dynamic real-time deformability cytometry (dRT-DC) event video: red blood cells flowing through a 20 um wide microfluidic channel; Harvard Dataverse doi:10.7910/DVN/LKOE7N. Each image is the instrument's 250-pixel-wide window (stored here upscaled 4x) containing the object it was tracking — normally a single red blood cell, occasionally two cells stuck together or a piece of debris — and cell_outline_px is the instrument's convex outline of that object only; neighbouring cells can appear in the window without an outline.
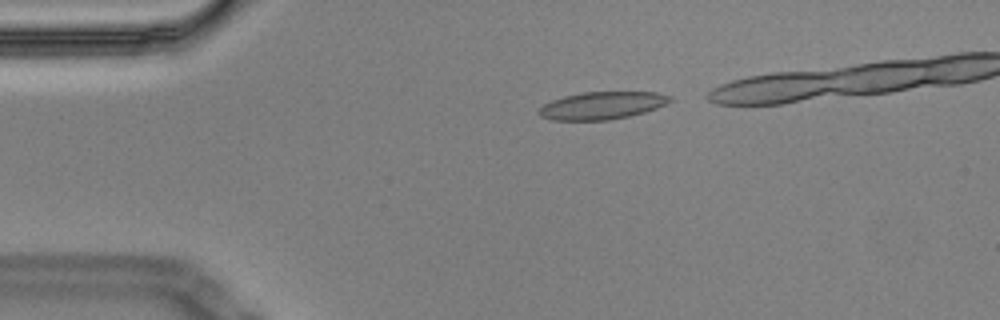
{"species": "Egyptian fruit bat (a non-hibernating species)", "species_latin": "Rousettus aegyptiacus", "temperature_condition": "cold", "stored_images_in_passage": 5, "segment_of_instrument_passage": [1, 2], "camera_frame_rate_fps": 3000, "um_per_image_px": 0.085, "animal": {"sex": "male"}, "frame": {"image": 1, "passage_image": 1, "time_ms": 0.0, "image_size_px": [1000, 320], "cell_outline_px": [[672, 100], [656, 108], [644, 112], [628, 116], [608, 120], [552, 120], [540, 116], [540, 108], [544, 104], [552, 100], [564, 96], [584, 92], [656, 92], [672, 96]], "centroid_in_image_um": [51.18, 8.96], "position_along_channel_um": 33.8, "area_um2": 20.81}}
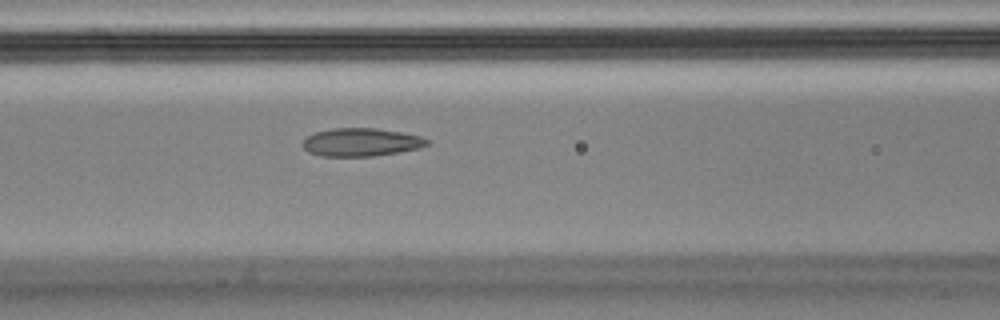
{"frame": {"image": 2, "passage_image": 4, "time_ms": 1.0, "image_size_px": [1000, 320], "cell_outline_px": [[432, 144], [420, 148], [400, 152], [372, 156], [320, 156], [308, 152], [304, 148], [304, 140], [308, 136], [316, 132], [332, 128], [376, 128], [400, 132], [420, 136], [428, 140]], "centroid_in_image_um": [30.73, 12.09], "position_along_channel_um": 135.9, "area_um2": 20.35}}